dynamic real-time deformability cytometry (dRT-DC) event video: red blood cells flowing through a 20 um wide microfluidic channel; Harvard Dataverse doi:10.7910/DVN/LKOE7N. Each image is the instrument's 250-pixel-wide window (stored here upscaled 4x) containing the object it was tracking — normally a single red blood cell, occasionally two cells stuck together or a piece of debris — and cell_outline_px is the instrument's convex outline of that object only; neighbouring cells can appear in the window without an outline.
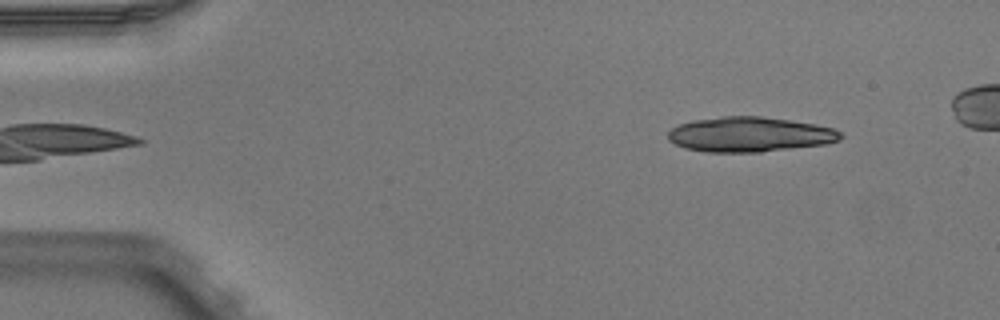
{"species": "Egyptian fruit bat (a non-hibernating species)", "species_latin": "Rousettus aegyptiacus", "temperature_condition": "warm", "stored_images_in_passage": 6, "segment_of_instrument_passage": [2, 2], "camera_frame_rate_fps": 3000, "um_per_image_px": 0.085, "animal": {"sex": "male"}, "frame": {"image": 1, "passage_image": 6, "time_ms": 1.667, "image_size_px": [1000, 320], "cell_outline_px": [[844, 136], [840, 140], [824, 144], [760, 152], [704, 152], [684, 148], [668, 140], [668, 132], [676, 124], [692, 120], [724, 116], [760, 116], [816, 124], [836, 128]], "centroid_in_image_um": [63.71, 11.42], "position_along_channel_um": 21.3, "area_um2": 35.32}}